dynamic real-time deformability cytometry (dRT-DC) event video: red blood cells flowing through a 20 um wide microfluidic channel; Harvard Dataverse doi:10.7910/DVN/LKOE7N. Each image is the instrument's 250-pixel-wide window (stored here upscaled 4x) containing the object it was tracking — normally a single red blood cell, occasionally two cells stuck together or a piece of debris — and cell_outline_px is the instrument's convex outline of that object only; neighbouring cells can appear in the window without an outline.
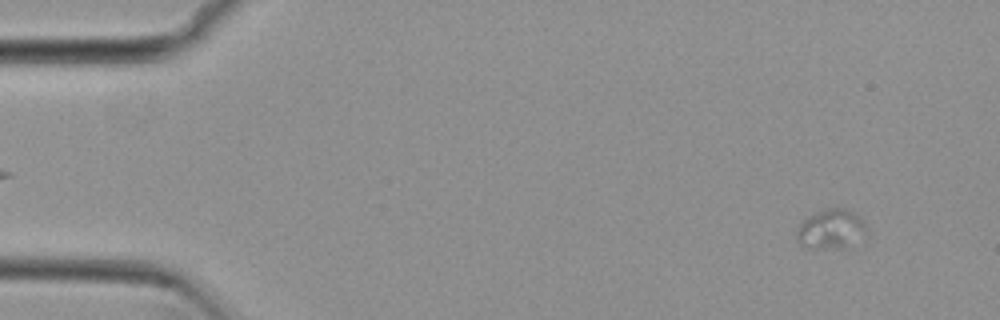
{"species": "common noctule bat (a hibernating species)", "species_latin": "Nyctalus noctula", "temperature_condition": "cold", "stored_images_in_passage": 30, "camera_frame_rate_fps": 3000, "um_per_image_px": 0.085, "animal": {"sex": "female", "body_mass_g": 29.2, "forearm_length_mm": 56.3}, "frame": {"image": 1, "passage_image": 5, "time_ms": 1.333, "image_size_px": [1000, 320], "cell_outline_px": [[868, 228], [844, 248], [804, 248], [796, 240], [796, 232], [800, 224], [808, 216], [828, 208], [844, 208], [860, 216], [864, 220]], "centroid_in_image_um": [70.58, 19.47], "position_along_channel_um": 14.4, "area_um2": 15.78}}
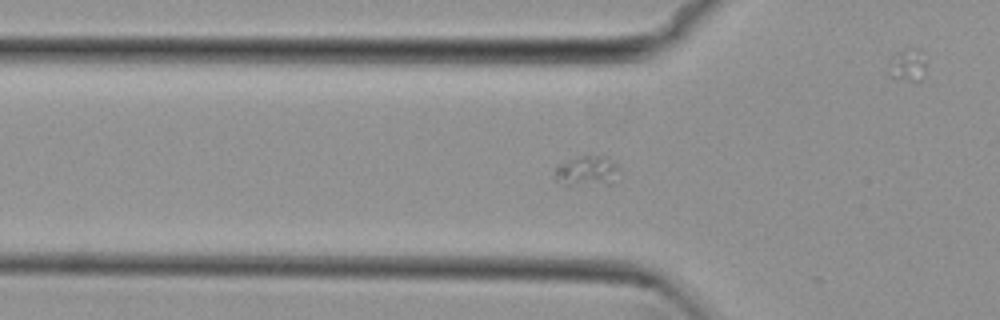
{"frame": {"image": 2, "passage_image": 19, "time_ms": 6.0, "image_size_px": [1000, 320], "cell_outline_px": [[620, 180], [616, 184], [564, 184], [556, 180], [556, 168], [560, 164], [580, 156], [604, 156], [616, 164], [620, 168]], "centroid_in_image_um": [50.02, 14.55], "position_along_channel_um": 75.8, "area_um2": 11.27}}
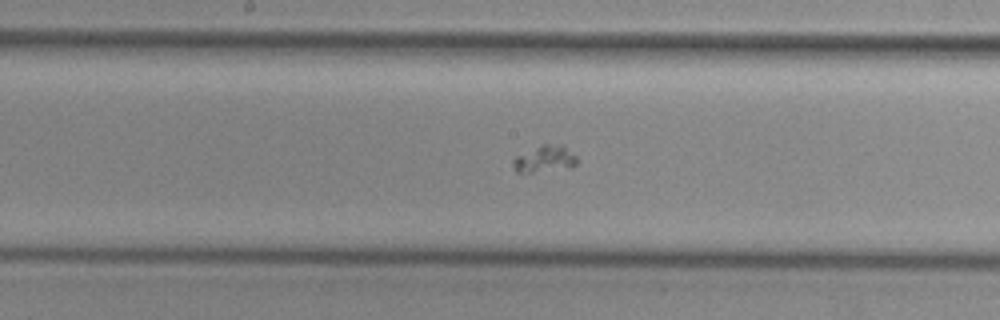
{"frame": {"image": 3, "passage_image": 29, "time_ms": 9.333, "image_size_px": [1000, 320], "cell_outline_px": [[576, 164], [572, 168], [520, 176], [512, 168], [512, 160], [516, 156], [544, 144], [564, 144], [576, 156]], "centroid_in_image_um": [46.26, 13.59], "position_along_channel_um": 201.9, "area_um2": 10.64}}